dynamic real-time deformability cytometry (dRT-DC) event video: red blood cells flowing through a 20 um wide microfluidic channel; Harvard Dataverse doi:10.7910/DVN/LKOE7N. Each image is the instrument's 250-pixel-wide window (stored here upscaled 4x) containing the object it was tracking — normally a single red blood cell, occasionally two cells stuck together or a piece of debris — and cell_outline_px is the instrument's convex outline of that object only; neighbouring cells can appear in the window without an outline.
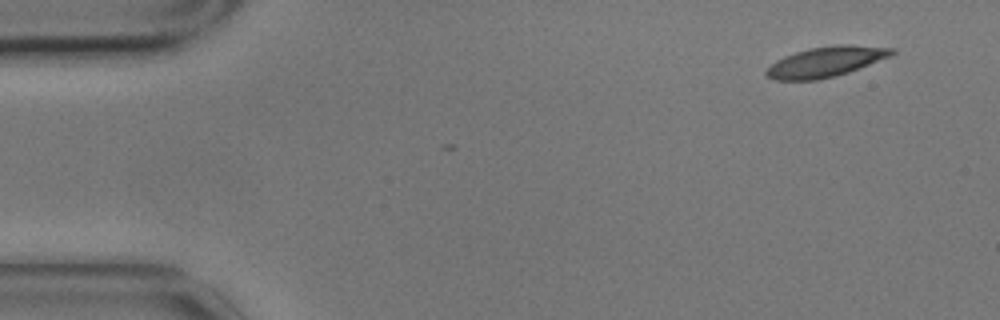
{"species": "common noctule bat (a hibernating species)", "species_latin": "Nyctalus noctula", "temperature_condition": "cold", "stored_images_in_passage": 3, "camera_frame_rate_fps": 3000, "um_per_image_px": 0.085, "animal": {"sex": "male", "body_mass_g": 17.9}, "frame": {"image": 1, "passage_image": 1, "time_ms": 0.0, "image_size_px": [1000, 320], "cell_outline_px": [[896, 52], [892, 56], [848, 72], [836, 76], [816, 80], [776, 80], [768, 76], [764, 72], [776, 60], [784, 56], [796, 52], [812, 48], [840, 44], [848, 44], [896, 48]], "centroid_in_image_um": [70.24, 5.24], "position_along_channel_um": 14.8, "area_um2": 22.02}}